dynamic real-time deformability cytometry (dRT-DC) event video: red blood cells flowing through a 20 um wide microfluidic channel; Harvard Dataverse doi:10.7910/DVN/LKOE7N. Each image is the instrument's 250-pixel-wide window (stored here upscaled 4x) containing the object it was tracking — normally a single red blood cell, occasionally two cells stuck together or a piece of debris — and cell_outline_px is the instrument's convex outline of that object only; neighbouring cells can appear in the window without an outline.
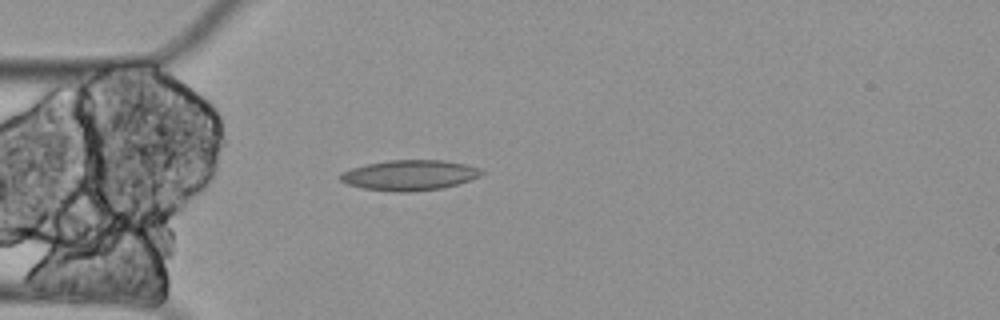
{"species": "Egyptian fruit bat (a non-hibernating species)", "species_latin": "Rousettus aegyptiacus", "temperature_condition": "cold", "stored_images_in_passage": 4, "camera_frame_rate_fps": 3000, "um_per_image_px": 0.085, "animal": {"sex": "female"}, "frame": {"image": 1, "passage_image": 4, "time_ms": 1.0, "image_size_px": [1000, 320], "cell_outline_px": [[484, 172], [480, 176], [456, 184], [440, 188], [412, 192], [396, 192], [364, 188], [348, 184], [340, 180], [340, 172], [352, 168], [368, 164], [388, 160], [444, 160], [464, 164], [480, 168]], "centroid_in_image_um": [34.8, 14.88], "position_along_channel_um": 50.2, "area_um2": 24.74}}